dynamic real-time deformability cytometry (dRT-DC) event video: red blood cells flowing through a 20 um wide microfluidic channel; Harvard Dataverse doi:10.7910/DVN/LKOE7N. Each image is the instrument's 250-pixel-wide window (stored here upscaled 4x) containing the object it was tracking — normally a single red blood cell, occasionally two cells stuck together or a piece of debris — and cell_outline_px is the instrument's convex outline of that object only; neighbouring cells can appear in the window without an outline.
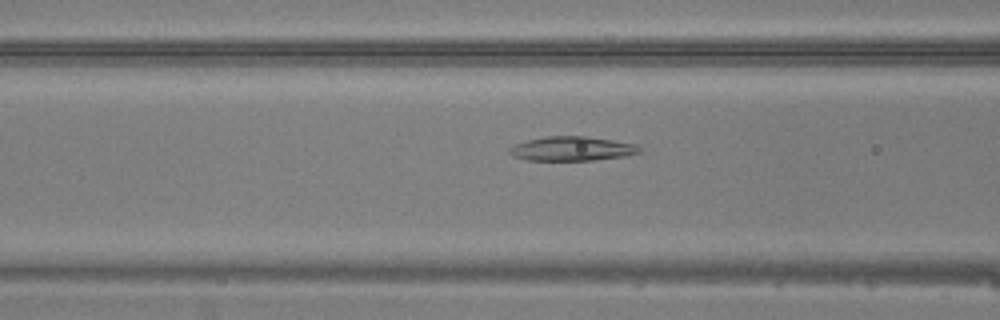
{"species": "common noctule bat (a hibernating species)", "species_latin": "Nyctalus noctula", "temperature_condition": "warm", "stored_images_in_passage": 41, "camera_frame_rate_fps": 3000, "um_per_image_px": 0.085, "animal": {"sex": "male", "body_mass_g": 20.5, "forearm_length_mm": 52.5}, "frame": {"image": 1, "passage_image": 13, "time_ms": 4.0, "image_size_px": [1000, 320], "cell_outline_px": [[640, 152], [624, 156], [592, 160], [528, 160], [512, 156], [508, 152], [508, 148], [516, 144], [528, 140], [544, 136], [584, 136], [640, 144]], "centroid_in_image_um": [48.61, 12.63], "position_along_channel_um": 118.0, "area_um2": 18.38}}
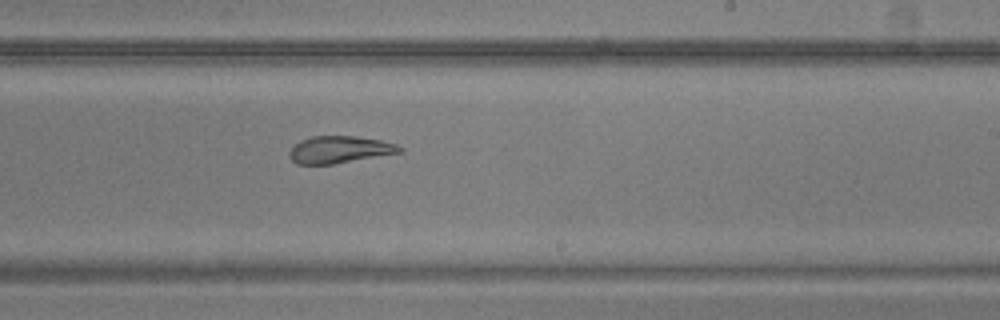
{"frame": {"image": 2, "passage_image": 23, "time_ms": 7.333, "image_size_px": [1000, 320], "cell_outline_px": [[404, 152], [332, 164], [296, 164], [288, 156], [288, 152], [300, 140], [312, 136], [356, 136], [380, 140], [396, 144], [404, 148]], "centroid_in_image_um": [28.87, 12.71], "position_along_channel_um": 260.1, "area_um2": 17.46}}
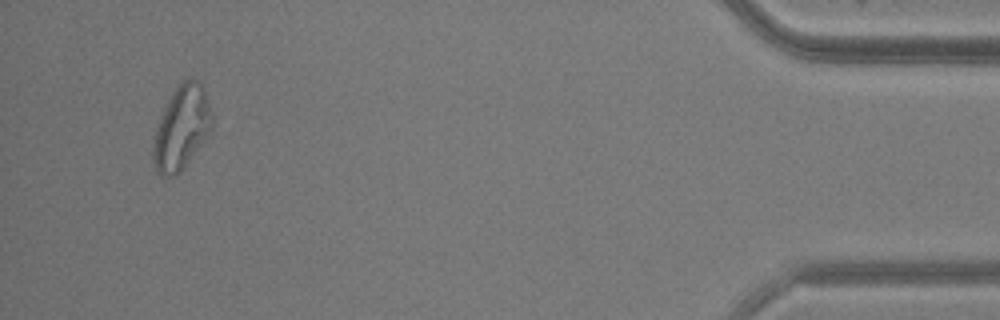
{"frame": {"image": 3, "passage_image": 39, "time_ms": 12.667, "image_size_px": [1000, 320], "cell_outline_px": [[216, 120], [212, 132], [184, 168], [176, 176], [160, 176], [152, 160], [152, 144], [156, 128], [164, 108], [176, 84], [180, 80], [188, 76], [196, 80], [204, 88]], "centroid_in_image_um": [15.48, 10.84], "position_along_channel_um": 419.7, "area_um2": 29.65}}